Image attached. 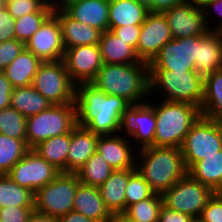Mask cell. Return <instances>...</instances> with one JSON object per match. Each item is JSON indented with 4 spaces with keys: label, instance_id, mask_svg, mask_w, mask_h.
Instances as JSON below:
<instances>
[{
    "label": "cell",
    "instance_id": "cell-47",
    "mask_svg": "<svg viewBox=\"0 0 222 222\" xmlns=\"http://www.w3.org/2000/svg\"><path fill=\"white\" fill-rule=\"evenodd\" d=\"M13 87L5 73L0 71V110L10 106Z\"/></svg>",
    "mask_w": 222,
    "mask_h": 222
},
{
    "label": "cell",
    "instance_id": "cell-42",
    "mask_svg": "<svg viewBox=\"0 0 222 222\" xmlns=\"http://www.w3.org/2000/svg\"><path fill=\"white\" fill-rule=\"evenodd\" d=\"M198 222H222V197L214 193L203 209Z\"/></svg>",
    "mask_w": 222,
    "mask_h": 222
},
{
    "label": "cell",
    "instance_id": "cell-39",
    "mask_svg": "<svg viewBox=\"0 0 222 222\" xmlns=\"http://www.w3.org/2000/svg\"><path fill=\"white\" fill-rule=\"evenodd\" d=\"M49 0H10L5 3V8L18 19L29 13L38 12Z\"/></svg>",
    "mask_w": 222,
    "mask_h": 222
},
{
    "label": "cell",
    "instance_id": "cell-5",
    "mask_svg": "<svg viewBox=\"0 0 222 222\" xmlns=\"http://www.w3.org/2000/svg\"><path fill=\"white\" fill-rule=\"evenodd\" d=\"M149 96L201 107L204 96V79L195 70L149 69Z\"/></svg>",
    "mask_w": 222,
    "mask_h": 222
},
{
    "label": "cell",
    "instance_id": "cell-38",
    "mask_svg": "<svg viewBox=\"0 0 222 222\" xmlns=\"http://www.w3.org/2000/svg\"><path fill=\"white\" fill-rule=\"evenodd\" d=\"M154 194L143 176L135 170L130 176L126 185V209L139 201L148 199Z\"/></svg>",
    "mask_w": 222,
    "mask_h": 222
},
{
    "label": "cell",
    "instance_id": "cell-30",
    "mask_svg": "<svg viewBox=\"0 0 222 222\" xmlns=\"http://www.w3.org/2000/svg\"><path fill=\"white\" fill-rule=\"evenodd\" d=\"M53 105L32 85L13 88L10 106L19 111L24 117L39 114Z\"/></svg>",
    "mask_w": 222,
    "mask_h": 222
},
{
    "label": "cell",
    "instance_id": "cell-8",
    "mask_svg": "<svg viewBox=\"0 0 222 222\" xmlns=\"http://www.w3.org/2000/svg\"><path fill=\"white\" fill-rule=\"evenodd\" d=\"M214 191L195 180L189 173L162 194L163 205L199 219Z\"/></svg>",
    "mask_w": 222,
    "mask_h": 222
},
{
    "label": "cell",
    "instance_id": "cell-26",
    "mask_svg": "<svg viewBox=\"0 0 222 222\" xmlns=\"http://www.w3.org/2000/svg\"><path fill=\"white\" fill-rule=\"evenodd\" d=\"M149 12L136 0H109V28L141 25Z\"/></svg>",
    "mask_w": 222,
    "mask_h": 222
},
{
    "label": "cell",
    "instance_id": "cell-34",
    "mask_svg": "<svg viewBox=\"0 0 222 222\" xmlns=\"http://www.w3.org/2000/svg\"><path fill=\"white\" fill-rule=\"evenodd\" d=\"M54 7L49 0L38 12L29 13L15 19V39L26 43L53 13Z\"/></svg>",
    "mask_w": 222,
    "mask_h": 222
},
{
    "label": "cell",
    "instance_id": "cell-25",
    "mask_svg": "<svg viewBox=\"0 0 222 222\" xmlns=\"http://www.w3.org/2000/svg\"><path fill=\"white\" fill-rule=\"evenodd\" d=\"M73 210L103 222L111 213L106 208L98 187L80 183L75 193Z\"/></svg>",
    "mask_w": 222,
    "mask_h": 222
},
{
    "label": "cell",
    "instance_id": "cell-4",
    "mask_svg": "<svg viewBox=\"0 0 222 222\" xmlns=\"http://www.w3.org/2000/svg\"><path fill=\"white\" fill-rule=\"evenodd\" d=\"M147 102L155 112L154 146L180 148L192 126L201 117L200 107L186 102H171L150 96Z\"/></svg>",
    "mask_w": 222,
    "mask_h": 222
},
{
    "label": "cell",
    "instance_id": "cell-46",
    "mask_svg": "<svg viewBox=\"0 0 222 222\" xmlns=\"http://www.w3.org/2000/svg\"><path fill=\"white\" fill-rule=\"evenodd\" d=\"M197 220L188 214L177 212L162 205L158 222H196Z\"/></svg>",
    "mask_w": 222,
    "mask_h": 222
},
{
    "label": "cell",
    "instance_id": "cell-40",
    "mask_svg": "<svg viewBox=\"0 0 222 222\" xmlns=\"http://www.w3.org/2000/svg\"><path fill=\"white\" fill-rule=\"evenodd\" d=\"M200 6L210 31L222 26V0H204Z\"/></svg>",
    "mask_w": 222,
    "mask_h": 222
},
{
    "label": "cell",
    "instance_id": "cell-53",
    "mask_svg": "<svg viewBox=\"0 0 222 222\" xmlns=\"http://www.w3.org/2000/svg\"><path fill=\"white\" fill-rule=\"evenodd\" d=\"M141 5L145 6L149 11L154 12V0H136Z\"/></svg>",
    "mask_w": 222,
    "mask_h": 222
},
{
    "label": "cell",
    "instance_id": "cell-24",
    "mask_svg": "<svg viewBox=\"0 0 222 222\" xmlns=\"http://www.w3.org/2000/svg\"><path fill=\"white\" fill-rule=\"evenodd\" d=\"M136 169L114 170L110 177L100 185V195L110 213L125 212L126 210V185L129 176Z\"/></svg>",
    "mask_w": 222,
    "mask_h": 222
},
{
    "label": "cell",
    "instance_id": "cell-52",
    "mask_svg": "<svg viewBox=\"0 0 222 222\" xmlns=\"http://www.w3.org/2000/svg\"><path fill=\"white\" fill-rule=\"evenodd\" d=\"M77 1V0H51L52 5L55 9H63L66 5Z\"/></svg>",
    "mask_w": 222,
    "mask_h": 222
},
{
    "label": "cell",
    "instance_id": "cell-13",
    "mask_svg": "<svg viewBox=\"0 0 222 222\" xmlns=\"http://www.w3.org/2000/svg\"><path fill=\"white\" fill-rule=\"evenodd\" d=\"M201 37L191 36L169 40L149 63V69L195 70L197 41Z\"/></svg>",
    "mask_w": 222,
    "mask_h": 222
},
{
    "label": "cell",
    "instance_id": "cell-55",
    "mask_svg": "<svg viewBox=\"0 0 222 222\" xmlns=\"http://www.w3.org/2000/svg\"><path fill=\"white\" fill-rule=\"evenodd\" d=\"M185 1H188V2H195V3H199V4H201L204 0H185Z\"/></svg>",
    "mask_w": 222,
    "mask_h": 222
},
{
    "label": "cell",
    "instance_id": "cell-29",
    "mask_svg": "<svg viewBox=\"0 0 222 222\" xmlns=\"http://www.w3.org/2000/svg\"><path fill=\"white\" fill-rule=\"evenodd\" d=\"M201 116L217 121L222 116V69L204 79Z\"/></svg>",
    "mask_w": 222,
    "mask_h": 222
},
{
    "label": "cell",
    "instance_id": "cell-57",
    "mask_svg": "<svg viewBox=\"0 0 222 222\" xmlns=\"http://www.w3.org/2000/svg\"><path fill=\"white\" fill-rule=\"evenodd\" d=\"M217 32L219 33L220 37L222 38V26L217 30Z\"/></svg>",
    "mask_w": 222,
    "mask_h": 222
},
{
    "label": "cell",
    "instance_id": "cell-35",
    "mask_svg": "<svg viewBox=\"0 0 222 222\" xmlns=\"http://www.w3.org/2000/svg\"><path fill=\"white\" fill-rule=\"evenodd\" d=\"M29 150L26 140L0 134V175L7 174Z\"/></svg>",
    "mask_w": 222,
    "mask_h": 222
},
{
    "label": "cell",
    "instance_id": "cell-23",
    "mask_svg": "<svg viewBox=\"0 0 222 222\" xmlns=\"http://www.w3.org/2000/svg\"><path fill=\"white\" fill-rule=\"evenodd\" d=\"M99 49L105 64H135L142 62L136 50L111 30L101 33Z\"/></svg>",
    "mask_w": 222,
    "mask_h": 222
},
{
    "label": "cell",
    "instance_id": "cell-33",
    "mask_svg": "<svg viewBox=\"0 0 222 222\" xmlns=\"http://www.w3.org/2000/svg\"><path fill=\"white\" fill-rule=\"evenodd\" d=\"M113 171L104 158L95 152L76 174L80 183L99 187L110 177Z\"/></svg>",
    "mask_w": 222,
    "mask_h": 222
},
{
    "label": "cell",
    "instance_id": "cell-27",
    "mask_svg": "<svg viewBox=\"0 0 222 222\" xmlns=\"http://www.w3.org/2000/svg\"><path fill=\"white\" fill-rule=\"evenodd\" d=\"M42 61L26 48L3 70L13 88L32 85Z\"/></svg>",
    "mask_w": 222,
    "mask_h": 222
},
{
    "label": "cell",
    "instance_id": "cell-41",
    "mask_svg": "<svg viewBox=\"0 0 222 222\" xmlns=\"http://www.w3.org/2000/svg\"><path fill=\"white\" fill-rule=\"evenodd\" d=\"M24 49L25 43L17 39L0 43V71H3Z\"/></svg>",
    "mask_w": 222,
    "mask_h": 222
},
{
    "label": "cell",
    "instance_id": "cell-58",
    "mask_svg": "<svg viewBox=\"0 0 222 222\" xmlns=\"http://www.w3.org/2000/svg\"><path fill=\"white\" fill-rule=\"evenodd\" d=\"M217 121H218L220 127L222 128V116Z\"/></svg>",
    "mask_w": 222,
    "mask_h": 222
},
{
    "label": "cell",
    "instance_id": "cell-50",
    "mask_svg": "<svg viewBox=\"0 0 222 222\" xmlns=\"http://www.w3.org/2000/svg\"><path fill=\"white\" fill-rule=\"evenodd\" d=\"M28 222H59L58 218L43 214L37 211H33L28 219Z\"/></svg>",
    "mask_w": 222,
    "mask_h": 222
},
{
    "label": "cell",
    "instance_id": "cell-22",
    "mask_svg": "<svg viewBox=\"0 0 222 222\" xmlns=\"http://www.w3.org/2000/svg\"><path fill=\"white\" fill-rule=\"evenodd\" d=\"M100 135L86 127L76 126L71 131V144L68 152V172L76 173L96 152Z\"/></svg>",
    "mask_w": 222,
    "mask_h": 222
},
{
    "label": "cell",
    "instance_id": "cell-7",
    "mask_svg": "<svg viewBox=\"0 0 222 222\" xmlns=\"http://www.w3.org/2000/svg\"><path fill=\"white\" fill-rule=\"evenodd\" d=\"M80 181L76 173L61 172L52 182L34 193V211L56 218L73 210Z\"/></svg>",
    "mask_w": 222,
    "mask_h": 222
},
{
    "label": "cell",
    "instance_id": "cell-51",
    "mask_svg": "<svg viewBox=\"0 0 222 222\" xmlns=\"http://www.w3.org/2000/svg\"><path fill=\"white\" fill-rule=\"evenodd\" d=\"M103 222H132L131 219L124 213H111Z\"/></svg>",
    "mask_w": 222,
    "mask_h": 222
},
{
    "label": "cell",
    "instance_id": "cell-1",
    "mask_svg": "<svg viewBox=\"0 0 222 222\" xmlns=\"http://www.w3.org/2000/svg\"><path fill=\"white\" fill-rule=\"evenodd\" d=\"M77 125L98 135L123 132L126 113L131 104L122 97L108 95L91 83L76 85Z\"/></svg>",
    "mask_w": 222,
    "mask_h": 222
},
{
    "label": "cell",
    "instance_id": "cell-17",
    "mask_svg": "<svg viewBox=\"0 0 222 222\" xmlns=\"http://www.w3.org/2000/svg\"><path fill=\"white\" fill-rule=\"evenodd\" d=\"M155 130V112L148 102L129 107L124 120L123 133L128 135L137 149L154 146Z\"/></svg>",
    "mask_w": 222,
    "mask_h": 222
},
{
    "label": "cell",
    "instance_id": "cell-18",
    "mask_svg": "<svg viewBox=\"0 0 222 222\" xmlns=\"http://www.w3.org/2000/svg\"><path fill=\"white\" fill-rule=\"evenodd\" d=\"M96 152L104 158L113 170L136 169L137 148L128 135L123 132L113 135H100Z\"/></svg>",
    "mask_w": 222,
    "mask_h": 222
},
{
    "label": "cell",
    "instance_id": "cell-12",
    "mask_svg": "<svg viewBox=\"0 0 222 222\" xmlns=\"http://www.w3.org/2000/svg\"><path fill=\"white\" fill-rule=\"evenodd\" d=\"M162 13L169 24L173 39L203 36L210 31L199 3L184 1Z\"/></svg>",
    "mask_w": 222,
    "mask_h": 222
},
{
    "label": "cell",
    "instance_id": "cell-54",
    "mask_svg": "<svg viewBox=\"0 0 222 222\" xmlns=\"http://www.w3.org/2000/svg\"><path fill=\"white\" fill-rule=\"evenodd\" d=\"M215 194L222 197V183H221L220 187L215 191Z\"/></svg>",
    "mask_w": 222,
    "mask_h": 222
},
{
    "label": "cell",
    "instance_id": "cell-43",
    "mask_svg": "<svg viewBox=\"0 0 222 222\" xmlns=\"http://www.w3.org/2000/svg\"><path fill=\"white\" fill-rule=\"evenodd\" d=\"M34 207L8 206L0 208V222H28Z\"/></svg>",
    "mask_w": 222,
    "mask_h": 222
},
{
    "label": "cell",
    "instance_id": "cell-31",
    "mask_svg": "<svg viewBox=\"0 0 222 222\" xmlns=\"http://www.w3.org/2000/svg\"><path fill=\"white\" fill-rule=\"evenodd\" d=\"M188 173L215 192L222 183V150L197 161L188 170Z\"/></svg>",
    "mask_w": 222,
    "mask_h": 222
},
{
    "label": "cell",
    "instance_id": "cell-49",
    "mask_svg": "<svg viewBox=\"0 0 222 222\" xmlns=\"http://www.w3.org/2000/svg\"><path fill=\"white\" fill-rule=\"evenodd\" d=\"M184 1L185 0H154V12H162Z\"/></svg>",
    "mask_w": 222,
    "mask_h": 222
},
{
    "label": "cell",
    "instance_id": "cell-20",
    "mask_svg": "<svg viewBox=\"0 0 222 222\" xmlns=\"http://www.w3.org/2000/svg\"><path fill=\"white\" fill-rule=\"evenodd\" d=\"M63 10L73 19L102 33L109 30V0H77Z\"/></svg>",
    "mask_w": 222,
    "mask_h": 222
},
{
    "label": "cell",
    "instance_id": "cell-32",
    "mask_svg": "<svg viewBox=\"0 0 222 222\" xmlns=\"http://www.w3.org/2000/svg\"><path fill=\"white\" fill-rule=\"evenodd\" d=\"M8 206L34 207V192L19 186L5 174L0 175V208Z\"/></svg>",
    "mask_w": 222,
    "mask_h": 222
},
{
    "label": "cell",
    "instance_id": "cell-2",
    "mask_svg": "<svg viewBox=\"0 0 222 222\" xmlns=\"http://www.w3.org/2000/svg\"><path fill=\"white\" fill-rule=\"evenodd\" d=\"M91 84L108 95L124 98L131 105L145 103L149 99V64L103 63Z\"/></svg>",
    "mask_w": 222,
    "mask_h": 222
},
{
    "label": "cell",
    "instance_id": "cell-9",
    "mask_svg": "<svg viewBox=\"0 0 222 222\" xmlns=\"http://www.w3.org/2000/svg\"><path fill=\"white\" fill-rule=\"evenodd\" d=\"M181 152L189 170L197 161L222 150V128L218 121L200 117L186 135Z\"/></svg>",
    "mask_w": 222,
    "mask_h": 222
},
{
    "label": "cell",
    "instance_id": "cell-6",
    "mask_svg": "<svg viewBox=\"0 0 222 222\" xmlns=\"http://www.w3.org/2000/svg\"><path fill=\"white\" fill-rule=\"evenodd\" d=\"M76 126L75 103L53 104L39 114L27 117L26 144L32 149L44 140L69 133Z\"/></svg>",
    "mask_w": 222,
    "mask_h": 222
},
{
    "label": "cell",
    "instance_id": "cell-36",
    "mask_svg": "<svg viewBox=\"0 0 222 222\" xmlns=\"http://www.w3.org/2000/svg\"><path fill=\"white\" fill-rule=\"evenodd\" d=\"M162 205V195L154 193L148 199L130 205L124 213L132 222H158Z\"/></svg>",
    "mask_w": 222,
    "mask_h": 222
},
{
    "label": "cell",
    "instance_id": "cell-21",
    "mask_svg": "<svg viewBox=\"0 0 222 222\" xmlns=\"http://www.w3.org/2000/svg\"><path fill=\"white\" fill-rule=\"evenodd\" d=\"M194 63L195 72L203 79L222 69V38L217 31H209L197 41Z\"/></svg>",
    "mask_w": 222,
    "mask_h": 222
},
{
    "label": "cell",
    "instance_id": "cell-16",
    "mask_svg": "<svg viewBox=\"0 0 222 222\" xmlns=\"http://www.w3.org/2000/svg\"><path fill=\"white\" fill-rule=\"evenodd\" d=\"M173 39L169 24L162 12H149L141 24V33L136 48L141 61L150 63L160 49Z\"/></svg>",
    "mask_w": 222,
    "mask_h": 222
},
{
    "label": "cell",
    "instance_id": "cell-37",
    "mask_svg": "<svg viewBox=\"0 0 222 222\" xmlns=\"http://www.w3.org/2000/svg\"><path fill=\"white\" fill-rule=\"evenodd\" d=\"M0 134L26 140L27 118L12 106L0 110Z\"/></svg>",
    "mask_w": 222,
    "mask_h": 222
},
{
    "label": "cell",
    "instance_id": "cell-3",
    "mask_svg": "<svg viewBox=\"0 0 222 222\" xmlns=\"http://www.w3.org/2000/svg\"><path fill=\"white\" fill-rule=\"evenodd\" d=\"M136 170L152 191L161 195L188 173L181 148L177 147L137 149Z\"/></svg>",
    "mask_w": 222,
    "mask_h": 222
},
{
    "label": "cell",
    "instance_id": "cell-44",
    "mask_svg": "<svg viewBox=\"0 0 222 222\" xmlns=\"http://www.w3.org/2000/svg\"><path fill=\"white\" fill-rule=\"evenodd\" d=\"M15 39V19L6 8L0 10V43Z\"/></svg>",
    "mask_w": 222,
    "mask_h": 222
},
{
    "label": "cell",
    "instance_id": "cell-19",
    "mask_svg": "<svg viewBox=\"0 0 222 222\" xmlns=\"http://www.w3.org/2000/svg\"><path fill=\"white\" fill-rule=\"evenodd\" d=\"M57 17L62 34L64 48H71L83 45H98L101 31L95 27L82 24L71 18L63 9L53 10Z\"/></svg>",
    "mask_w": 222,
    "mask_h": 222
},
{
    "label": "cell",
    "instance_id": "cell-14",
    "mask_svg": "<svg viewBox=\"0 0 222 222\" xmlns=\"http://www.w3.org/2000/svg\"><path fill=\"white\" fill-rule=\"evenodd\" d=\"M63 61L75 85L91 83L103 65L99 45L67 48Z\"/></svg>",
    "mask_w": 222,
    "mask_h": 222
},
{
    "label": "cell",
    "instance_id": "cell-10",
    "mask_svg": "<svg viewBox=\"0 0 222 222\" xmlns=\"http://www.w3.org/2000/svg\"><path fill=\"white\" fill-rule=\"evenodd\" d=\"M32 86L52 104L75 103L76 85L63 60L42 62Z\"/></svg>",
    "mask_w": 222,
    "mask_h": 222
},
{
    "label": "cell",
    "instance_id": "cell-45",
    "mask_svg": "<svg viewBox=\"0 0 222 222\" xmlns=\"http://www.w3.org/2000/svg\"><path fill=\"white\" fill-rule=\"evenodd\" d=\"M120 39L127 42L135 50L138 45V39L141 33V25L123 26L120 28H109Z\"/></svg>",
    "mask_w": 222,
    "mask_h": 222
},
{
    "label": "cell",
    "instance_id": "cell-11",
    "mask_svg": "<svg viewBox=\"0 0 222 222\" xmlns=\"http://www.w3.org/2000/svg\"><path fill=\"white\" fill-rule=\"evenodd\" d=\"M60 173L54 165L30 149L6 175L19 186L35 193L39 188L52 182Z\"/></svg>",
    "mask_w": 222,
    "mask_h": 222
},
{
    "label": "cell",
    "instance_id": "cell-15",
    "mask_svg": "<svg viewBox=\"0 0 222 222\" xmlns=\"http://www.w3.org/2000/svg\"><path fill=\"white\" fill-rule=\"evenodd\" d=\"M25 48L42 62L63 60L65 48L61 27L53 13L25 43Z\"/></svg>",
    "mask_w": 222,
    "mask_h": 222
},
{
    "label": "cell",
    "instance_id": "cell-56",
    "mask_svg": "<svg viewBox=\"0 0 222 222\" xmlns=\"http://www.w3.org/2000/svg\"><path fill=\"white\" fill-rule=\"evenodd\" d=\"M5 8V2L3 0H0V10Z\"/></svg>",
    "mask_w": 222,
    "mask_h": 222
},
{
    "label": "cell",
    "instance_id": "cell-28",
    "mask_svg": "<svg viewBox=\"0 0 222 222\" xmlns=\"http://www.w3.org/2000/svg\"><path fill=\"white\" fill-rule=\"evenodd\" d=\"M71 144V131L64 135L49 138L32 148L45 161L61 172H68V152Z\"/></svg>",
    "mask_w": 222,
    "mask_h": 222
},
{
    "label": "cell",
    "instance_id": "cell-48",
    "mask_svg": "<svg viewBox=\"0 0 222 222\" xmlns=\"http://www.w3.org/2000/svg\"><path fill=\"white\" fill-rule=\"evenodd\" d=\"M59 222H96L95 220L84 216L83 214L72 210L66 215L58 218Z\"/></svg>",
    "mask_w": 222,
    "mask_h": 222
}]
</instances>
